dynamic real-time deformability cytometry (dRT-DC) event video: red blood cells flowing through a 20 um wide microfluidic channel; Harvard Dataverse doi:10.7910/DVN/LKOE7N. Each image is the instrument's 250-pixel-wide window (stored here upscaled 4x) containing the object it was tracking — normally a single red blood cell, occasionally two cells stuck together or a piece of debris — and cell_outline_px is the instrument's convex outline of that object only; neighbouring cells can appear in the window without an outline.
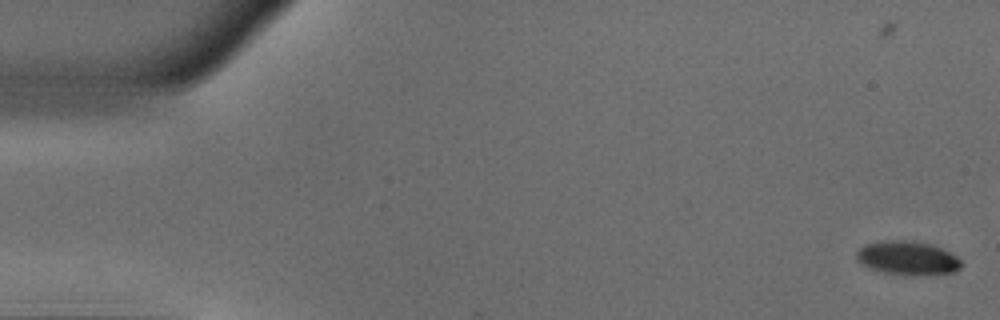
{"species": "common noctule bat (a hibernating species)", "species_latin": "Nyctalus noctula", "temperature_condition": "warm", "stored_images_in_passage": 46, "camera_frame_rate_fps": 3000, "um_per_image_px": 0.085, "animal": {"sex": "male", "body_mass_g": 18.8}, "frame": {"image": 1, "passage_image": 2, "time_ms": 0.333, "image_size_px": [1000, 320], "cell_outline_px": [[964, 264], [956, 272], [884, 272], [868, 268], [856, 260], [856, 252], [860, 248], [868, 244], [888, 240], [912, 240], [928, 244], [940, 248], [956, 256]], "centroid_in_image_um": [77.11, 21.88], "position_along_channel_um": 7.9, "area_um2": 19.59}}
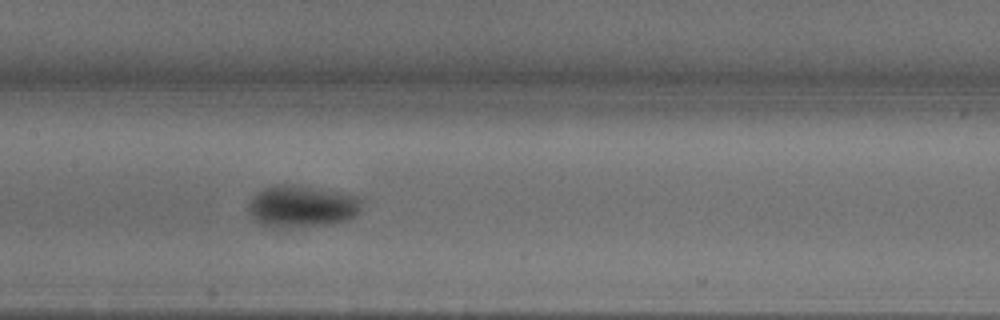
{"frame": {"image": 2, "passage_image": 26, "time_ms": 8.333, "image_size_px": [1000, 320], "cell_outline_px": [[364, 204], [356, 216], [332, 224], [272, 228], [260, 224], [248, 212], [248, 204], [256, 192], [264, 188], [276, 184], [284, 184], [364, 196]], "centroid_in_image_um": [25.69, 17.54], "position_along_channel_um": 181.7, "area_um2": 27.74}}
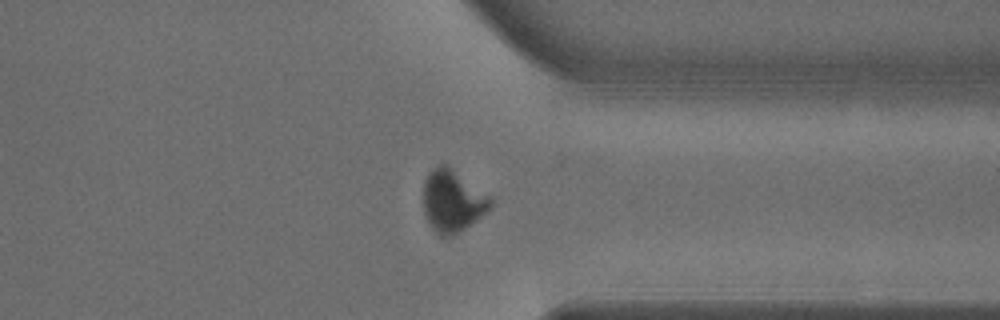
{"frame": {"image": 3, "passage_image": 41, "time_ms": 13.333, "image_size_px": [1000, 320], "cell_outline_px": [[492, 208], [488, 212], [452, 236], [440, 236], [432, 228], [424, 216], [424, 180], [432, 168], [440, 164], [448, 164], [492, 196]], "centroid_in_image_um": [38.49, 17.05], "position_along_channel_um": 372.9, "area_um2": 24.68}}